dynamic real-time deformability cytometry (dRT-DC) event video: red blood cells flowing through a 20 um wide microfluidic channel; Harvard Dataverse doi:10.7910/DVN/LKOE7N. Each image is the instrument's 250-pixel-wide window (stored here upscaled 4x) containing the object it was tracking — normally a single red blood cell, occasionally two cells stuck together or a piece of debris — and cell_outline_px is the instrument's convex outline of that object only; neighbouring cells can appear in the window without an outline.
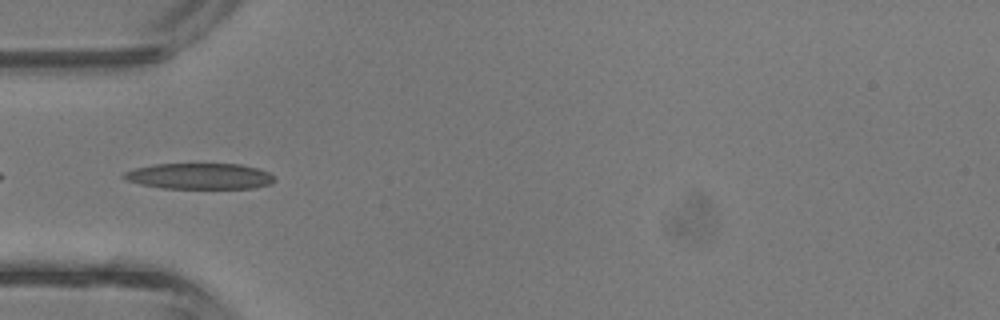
{"species": "common noctule bat (a hibernating species)", "species_latin": "Nyctalus noctula", "temperature_condition": "room temperature", "stored_images_in_passage": 28, "camera_frame_rate_fps": 3000, "um_per_image_px": 0.085, "animal": {"sex": "male", "body_mass_g": 13.3}, "frame": {"image": 1, "passage_image": 2, "time_ms": 0.333, "image_size_px": [1000, 320], "cell_outline_px": [[276, 180], [272, 184], [252, 188], [164, 188], [140, 184], [128, 180], [120, 176], [124, 172], [136, 168], [156, 164], [240, 164], [256, 168], [268, 172], [276, 176]], "centroid_in_image_um": [17.0, 14.97], "position_along_channel_um": 68.0, "area_um2": 22.72}}
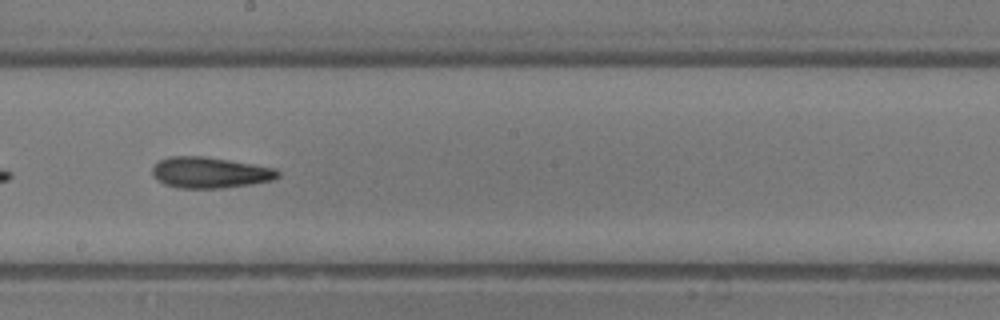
{"frame": {"image": 2, "passage_image": 12, "time_ms": 3.667, "image_size_px": [1000, 320], "cell_outline_px": [[280, 176], [272, 180], [252, 184], [220, 188], [176, 188], [164, 184], [156, 180], [152, 172], [152, 168], [160, 160], [168, 156], [204, 156], [276, 168], [280, 172]], "centroid_in_image_um": [17.83, 14.67], "position_along_channel_um": 230.4, "area_um2": 22.72}}
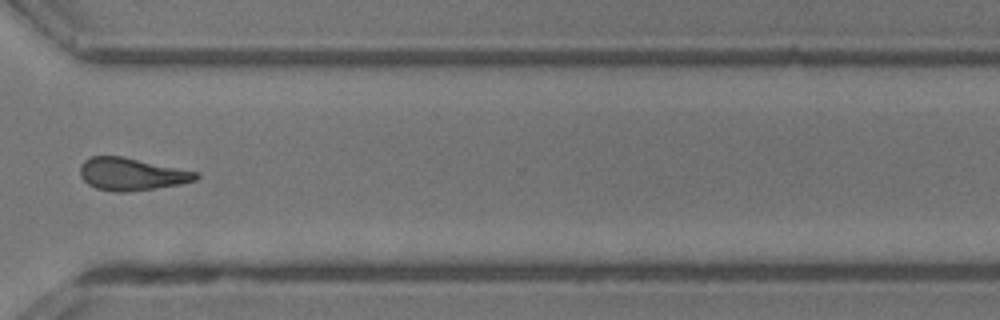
{"frame": {"image": 3, "passage_image": 20, "time_ms": 6.333, "image_size_px": [1000, 320], "cell_outline_px": [[200, 176], [196, 180], [180, 184], [156, 188], [124, 192], [116, 192], [96, 188], [88, 184], [80, 176], [80, 164], [84, 160], [92, 156], [124, 156], [200, 172]], "centroid_in_image_um": [11.2, 14.79], "position_along_channel_um": 359.4, "area_um2": 22.14}, "authors_computed_cell_mechanics": {"area_um2": 21.9351, "velocity_mm_per_s": 4.8539, "shape_relaxation_time_tau1_ms": 5.3843, "shape_relaxation_time_tau2_ms": 3.6623, "deformation_change_tau1": 0.1546, "deformation_change_tau2": 0.1475}}